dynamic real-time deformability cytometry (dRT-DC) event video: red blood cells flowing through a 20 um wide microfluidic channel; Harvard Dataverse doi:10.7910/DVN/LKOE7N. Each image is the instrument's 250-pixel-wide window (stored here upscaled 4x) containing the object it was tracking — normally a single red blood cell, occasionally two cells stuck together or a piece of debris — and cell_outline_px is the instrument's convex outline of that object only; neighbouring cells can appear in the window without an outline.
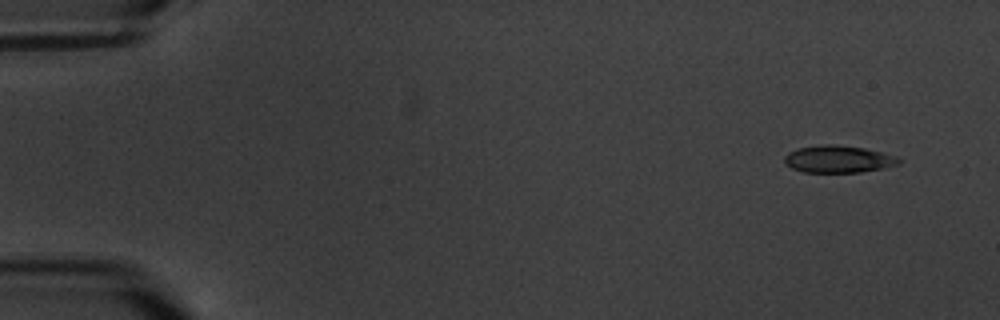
{"species": "common noctule bat (a hibernating species)", "species_latin": "Nyctalus noctula", "temperature_condition": "warm", "stored_images_in_passage": 4, "camera_frame_rate_fps": 3000, "um_per_image_px": 0.085, "animal": {"sex": "male", "body_mass_g": 20.1, "forearm_length_mm": 53.5}, "frame": {"image": 1, "passage_image": 1, "time_ms": 0.0, "image_size_px": [1000, 320], "cell_outline_px": [[900, 164], [860, 172], [804, 172], [792, 168], [784, 164], [784, 156], [788, 152], [796, 148], [820, 144], [836, 144], [864, 148], [896, 156], [900, 160]], "centroid_in_image_um": [71.19, 13.51], "position_along_channel_um": 13.8, "area_um2": 18.15}}